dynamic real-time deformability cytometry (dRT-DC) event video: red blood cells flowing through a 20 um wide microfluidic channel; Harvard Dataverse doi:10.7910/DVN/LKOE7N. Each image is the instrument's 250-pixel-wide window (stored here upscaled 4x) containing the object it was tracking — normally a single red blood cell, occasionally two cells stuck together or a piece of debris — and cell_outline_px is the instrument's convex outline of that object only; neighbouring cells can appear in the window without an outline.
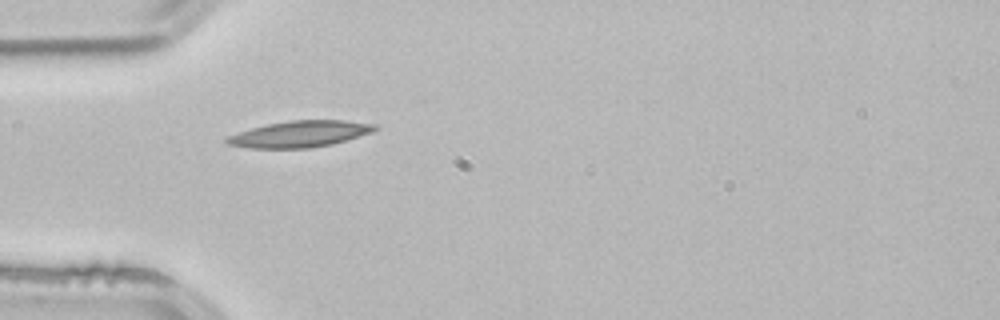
{"species": "common noctule bat (a hibernating species)", "species_latin": "Nyctalus noctula", "temperature_condition": "room temperature", "stored_images_in_passage": 1, "camera_frame_rate_fps": 3000, "um_per_image_px": 0.085, "animal": {"sex": "male", "body_mass_g": 21.5, "forearm_length_mm": 52.0}, "frame": {"image": 1, "passage_image": 1, "time_ms": 0.0, "image_size_px": [1000, 320], "cell_outline_px": [[376, 128], [372, 132], [332, 144], [312, 148], [248, 148], [228, 144], [224, 140], [228, 136], [252, 128], [268, 124], [292, 120], [344, 120], [376, 124]], "centroid_in_image_um": [25.49, 11.39], "position_along_channel_um": 59.5, "area_um2": 22.48}}